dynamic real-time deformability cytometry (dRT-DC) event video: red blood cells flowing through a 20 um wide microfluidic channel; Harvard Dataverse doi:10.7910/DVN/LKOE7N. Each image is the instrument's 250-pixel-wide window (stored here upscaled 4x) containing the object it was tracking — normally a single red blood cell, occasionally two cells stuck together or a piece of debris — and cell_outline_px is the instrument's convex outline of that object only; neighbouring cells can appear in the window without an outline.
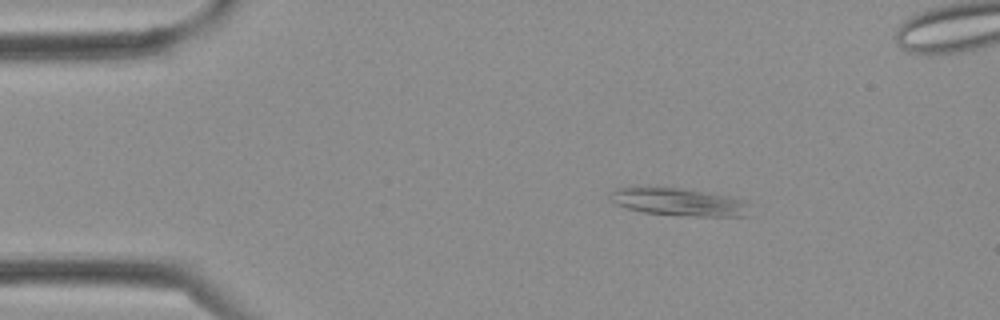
{"species": "Egyptian fruit bat (a non-hibernating species)", "species_latin": "Rousettus aegyptiacus", "temperature_condition": "cold", "stored_images_in_passage": 2, "camera_frame_rate_fps": 3000, "um_per_image_px": 0.085, "frame": {"image": 1, "passage_image": 1, "time_ms": 0.0, "image_size_px": [1000, 320], "cell_outline_px": [[752, 204], [748, 216], [684, 216], [644, 212], [628, 208], [616, 204], [608, 200], [608, 196], [612, 188], [680, 188], [732, 196], [748, 200]], "centroid_in_image_um": [57.78, 17.18], "position_along_channel_um": 27.2, "area_um2": 22.83}}